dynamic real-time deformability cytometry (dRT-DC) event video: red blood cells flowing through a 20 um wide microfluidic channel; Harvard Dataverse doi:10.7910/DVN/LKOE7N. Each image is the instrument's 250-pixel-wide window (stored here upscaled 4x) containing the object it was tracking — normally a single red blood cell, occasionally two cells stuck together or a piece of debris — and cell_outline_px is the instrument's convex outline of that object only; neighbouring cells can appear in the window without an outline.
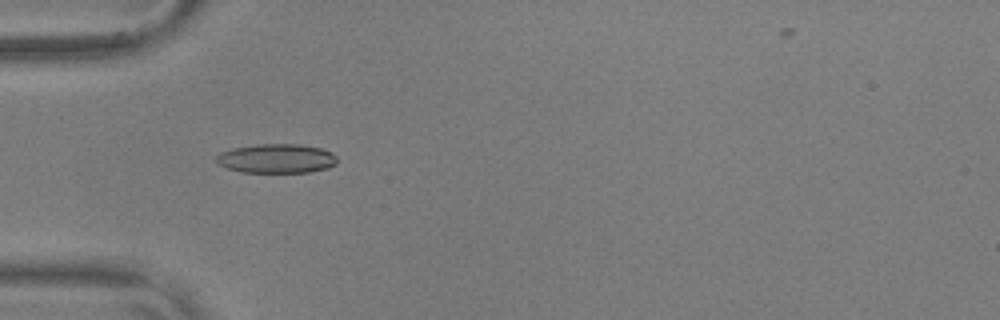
{"species": "common noctule bat (a hibernating species)", "species_latin": "Nyctalus noctula", "temperature_condition": "warm", "stored_images_in_passage": 56, "camera_frame_rate_fps": 3000, "um_per_image_px": 0.085, "animal": {"sex": "male", "body_mass_g": 17.9, "forearm_length_mm": 54.2}, "frame": {"image": 1, "passage_image": 18, "time_ms": 5.667, "image_size_px": [1000, 320], "cell_outline_px": [[336, 164], [328, 168], [308, 172], [240, 172], [216, 164], [216, 156], [220, 152], [232, 148], [260, 144], [296, 144], [320, 148], [332, 152], [336, 156]], "centroid_in_image_um": [23.48, 13.47], "position_along_channel_um": 61.5, "area_um2": 20.58}}
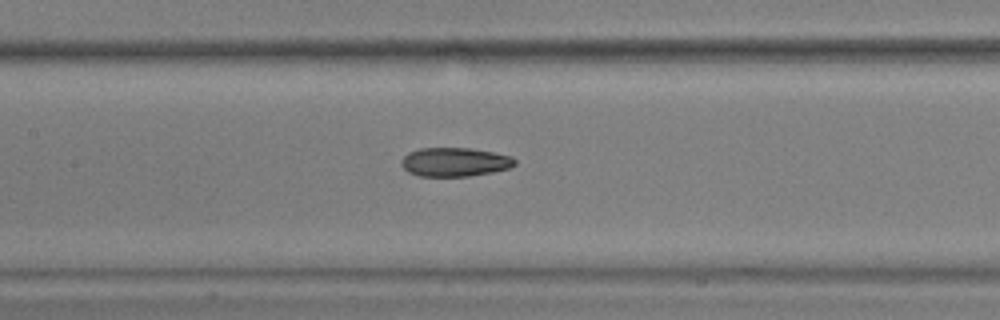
{"frame": {"image": 2, "passage_image": 27, "time_ms": 8.667, "image_size_px": [1000, 320], "cell_outline_px": [[516, 164], [512, 168], [492, 172], [468, 176], [420, 176], [408, 172], [400, 164], [400, 160], [408, 152], [420, 148], [468, 148], [492, 152], [512, 156], [516, 160]], "centroid_in_image_um": [38.65, 13.77], "position_along_channel_um": 168.7, "area_um2": 19.19}}
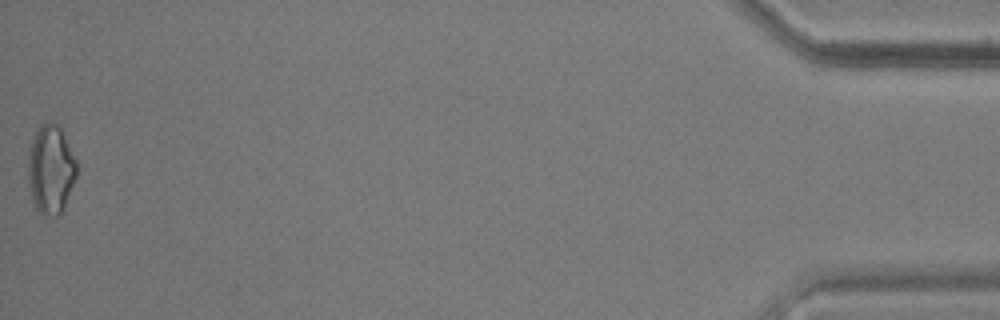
{"frame": {"image": 3, "passage_image": 56, "time_ms": 18.333, "image_size_px": [1000, 320], "cell_outline_px": [[76, 176], [64, 204], [60, 212], [56, 216], [44, 216], [36, 208], [32, 200], [28, 180], [28, 156], [32, 140], [40, 124], [48, 120], [52, 120], [60, 128], [76, 160]], "centroid_in_image_um": [4.28, 14.37], "position_along_channel_um": 430.9, "area_um2": 24.8}, "authors_computed_cell_mechanics": {"area_um2": 19.8543, "velocity_mm_per_s": 3.648, "shape_relaxation_time_tau1_ms": null, "shape_relaxation_time_tau2_ms": 2.9022, "deformation_change_tau1": null, "deformation_change_tau2": 0.0897}}